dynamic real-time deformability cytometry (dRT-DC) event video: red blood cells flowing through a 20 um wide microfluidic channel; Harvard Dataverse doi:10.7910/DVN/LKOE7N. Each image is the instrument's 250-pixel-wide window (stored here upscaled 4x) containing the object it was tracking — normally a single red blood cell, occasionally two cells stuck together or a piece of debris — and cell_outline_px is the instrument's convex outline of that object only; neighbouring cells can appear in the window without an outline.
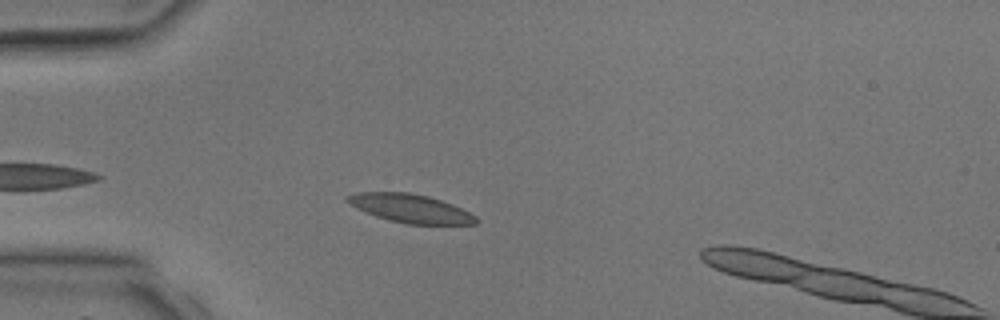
{"species": "common noctule bat (a hibernating species)", "species_latin": "Nyctalus noctula", "temperature_condition": "room temperature", "stored_images_in_passage": 3, "camera_frame_rate_fps": 3000, "um_per_image_px": 0.085, "animal": {"sex": "male", "body_mass_g": 17.9, "forearm_length_mm": 54.2}, "frame": {"image": 1, "passage_image": 2, "time_ms": 1.0, "image_size_px": [1000, 320], "cell_outline_px": [[476, 224], [408, 224], [376, 216], [356, 208], [348, 204], [344, 200], [344, 196], [356, 192], [408, 192], [428, 196], [452, 204], [476, 216]], "centroid_in_image_um": [34.82, 17.7], "position_along_channel_um": 50.2, "area_um2": 21.21}}